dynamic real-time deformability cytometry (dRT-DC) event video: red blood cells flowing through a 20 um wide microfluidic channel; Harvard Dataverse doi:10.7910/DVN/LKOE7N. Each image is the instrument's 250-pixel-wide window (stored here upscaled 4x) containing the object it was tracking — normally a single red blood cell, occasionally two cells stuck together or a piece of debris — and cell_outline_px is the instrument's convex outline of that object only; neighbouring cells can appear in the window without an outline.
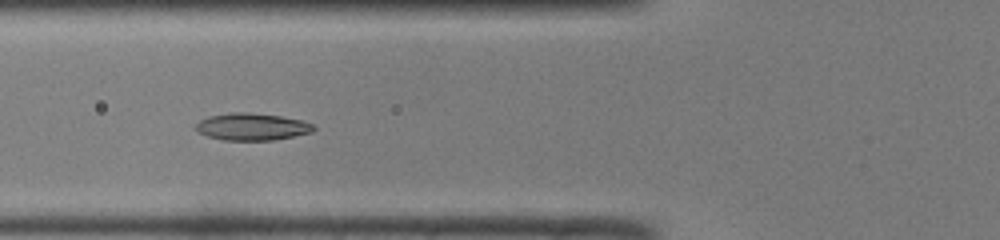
{"species": "common noctule bat (a hibernating species)", "species_latin": "Nyctalus noctula", "temperature_condition": "room temperature", "stored_images_in_passage": 48, "camera_frame_rate_fps": 3000, "um_per_image_px": 0.085, "animal": {"sex": "male", "body_mass_g": 19.0, "forearm_length_mm": 50.8}, "frame": {"image": 1, "passage_image": 17, "time_ms": 5.333, "image_size_px": [1000, 240], "cell_outline_px": [[316, 128], [312, 132], [276, 140], [224, 140], [208, 136], [196, 132], [196, 124], [200, 120], [208, 116], [232, 112], [248, 112], [280, 116], [300, 120], [312, 124]], "centroid_in_image_um": [21.4, 10.77], "position_along_channel_um": 104.4, "area_um2": 18.61}}
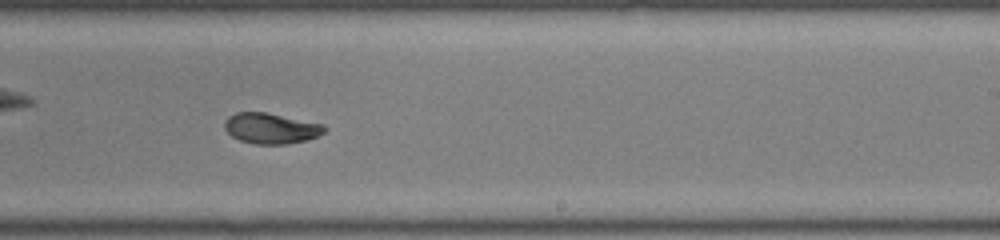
{"frame": {"image": 2, "passage_image": 29, "time_ms": 9.333, "image_size_px": [1000, 240], "cell_outline_px": [[328, 128], [324, 132], [308, 140], [288, 144], [252, 144], [240, 140], [232, 136], [224, 128], [224, 120], [228, 116], [236, 112], [264, 112], [324, 124]], "centroid_in_image_um": [23.02, 10.91], "position_along_channel_um": 266.0, "area_um2": 17.92}}
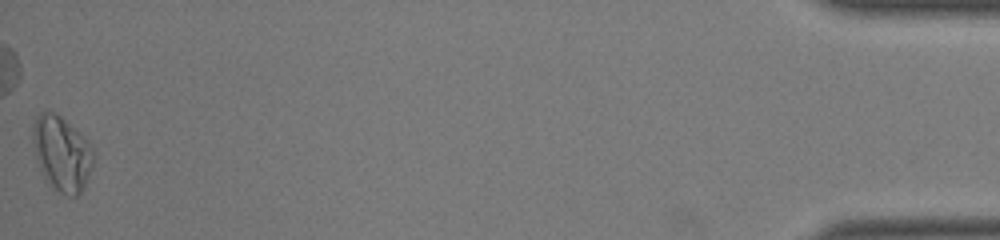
{"frame": {"image": 3, "passage_image": 48, "time_ms": 15.667, "image_size_px": [1000, 240], "cell_outline_px": [[92, 168], [84, 188], [76, 196], [68, 196], [60, 192], [48, 184], [44, 180], [36, 156], [32, 140], [32, 124], [36, 116], [40, 112], [56, 112], [88, 140], [92, 148]], "centroid_in_image_um": [5.23, 13.04], "position_along_channel_um": 430.0, "area_um2": 26.47}, "authors_computed_cell_mechanics": {"area_um2": 18.2937, "velocity_mm_per_s": 4.05, "shape_relaxation_time_tau1_ms": 9.0026, "shape_relaxation_time_tau2_ms": 1.813, "deformation_change_tau1": 0.22, "deformation_change_tau2": 0.0519}}